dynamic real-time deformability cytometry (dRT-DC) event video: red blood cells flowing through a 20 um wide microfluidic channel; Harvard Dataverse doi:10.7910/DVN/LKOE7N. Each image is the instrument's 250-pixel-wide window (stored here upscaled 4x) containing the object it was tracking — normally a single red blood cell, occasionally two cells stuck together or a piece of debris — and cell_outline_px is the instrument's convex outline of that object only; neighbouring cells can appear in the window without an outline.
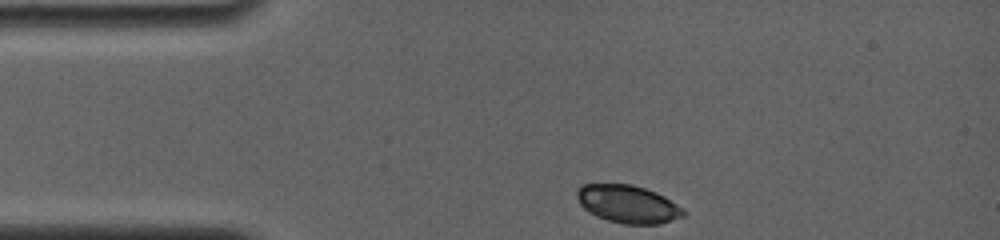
{"species": "common noctule bat (a hibernating species)", "species_latin": "Nyctalus noctula", "temperature_condition": "room temperature", "stored_images_in_passage": 27, "camera_frame_rate_fps": 4000, "um_per_image_px": 0.085, "animal": {"sex": "female", "body_mass_g": 19.0, "forearm_length_mm": 56.7}, "frame": {"image": 1, "passage_image": 1, "time_ms": 0.0, "image_size_px": [1000, 240], "cell_outline_px": [[684, 216], [660, 224], [624, 224], [608, 220], [596, 216], [588, 212], [580, 204], [576, 196], [576, 188], [580, 184], [632, 184], [656, 192], [664, 196], [676, 204], [684, 212]], "centroid_in_image_um": [53.32, 17.34], "position_along_channel_um": 31.7, "area_um2": 23.47}}
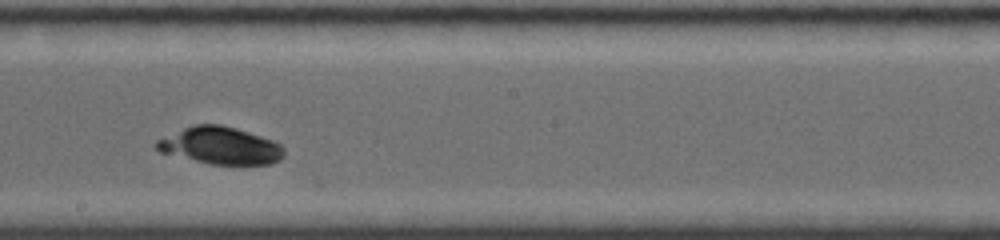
{"frame": {"image": 2, "passage_image": 15, "time_ms": 6.25, "image_size_px": [1000, 240], "cell_outline_px": [[284, 156], [280, 160], [272, 164], [208, 164], [160, 152], [152, 144], [156, 140], [192, 124], [220, 124], [236, 128], [272, 140], [280, 144], [284, 148]], "centroid_in_image_um": [18.71, 12.38], "position_along_channel_um": 229.5, "area_um2": 27.74}}
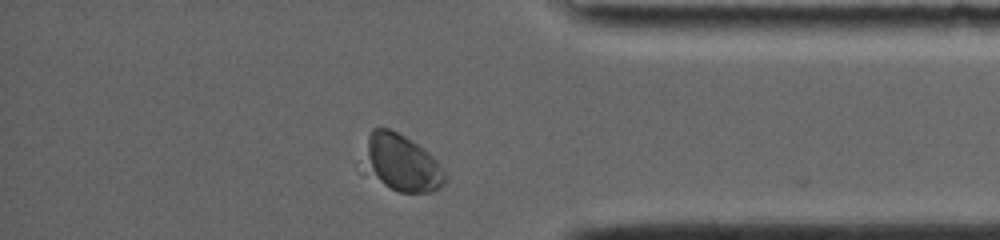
{"frame": {"image": 3, "passage_image": 26, "time_ms": 11.0, "image_size_px": [1000, 240], "cell_outline_px": [[448, 180], [440, 188], [432, 192], [400, 192], [384, 184], [372, 176], [368, 156], [368, 136], [372, 128], [388, 128], [404, 136], [428, 152], [444, 168], [448, 176]], "centroid_in_image_um": [34.27, 13.87], "position_along_channel_um": 400.9, "area_um2": 25.84}}